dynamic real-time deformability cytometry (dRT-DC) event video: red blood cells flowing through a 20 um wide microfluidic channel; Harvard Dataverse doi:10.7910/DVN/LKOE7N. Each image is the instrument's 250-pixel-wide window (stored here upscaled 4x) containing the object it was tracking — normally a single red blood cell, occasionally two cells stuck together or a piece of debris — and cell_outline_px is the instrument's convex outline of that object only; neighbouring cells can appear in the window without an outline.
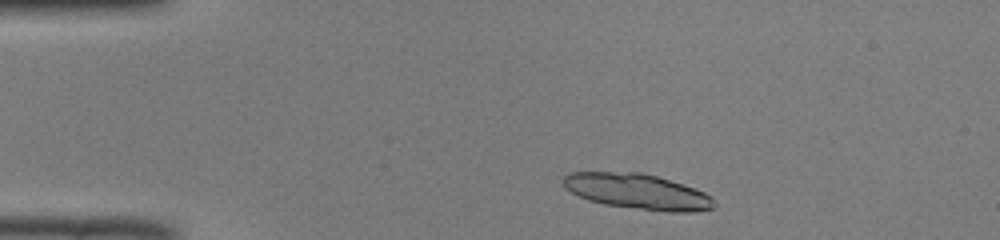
{"species": "common noctule bat (a hibernating species)", "species_latin": "Nyctalus noctula", "temperature_condition": "room temperature", "stored_images_in_passage": 44, "segment_of_instrument_passage": [1, 2], "camera_frame_rate_fps": 3000, "um_per_image_px": 0.085, "animal": {"sex": "male", "body_mass_g": 19.0, "forearm_length_mm": 50.8}, "frame": {"image": 1, "passage_image": 3, "time_ms": 0.667, "image_size_px": [1000, 240], "cell_outline_px": [[716, 208], [696, 212], [668, 212], [604, 204], [588, 200], [572, 192], [560, 180], [568, 172], [640, 172], [656, 176], [696, 188], [712, 196], [716, 204]], "centroid_in_image_um": [54.23, 16.28], "position_along_channel_um": 30.8, "area_um2": 31.21}}